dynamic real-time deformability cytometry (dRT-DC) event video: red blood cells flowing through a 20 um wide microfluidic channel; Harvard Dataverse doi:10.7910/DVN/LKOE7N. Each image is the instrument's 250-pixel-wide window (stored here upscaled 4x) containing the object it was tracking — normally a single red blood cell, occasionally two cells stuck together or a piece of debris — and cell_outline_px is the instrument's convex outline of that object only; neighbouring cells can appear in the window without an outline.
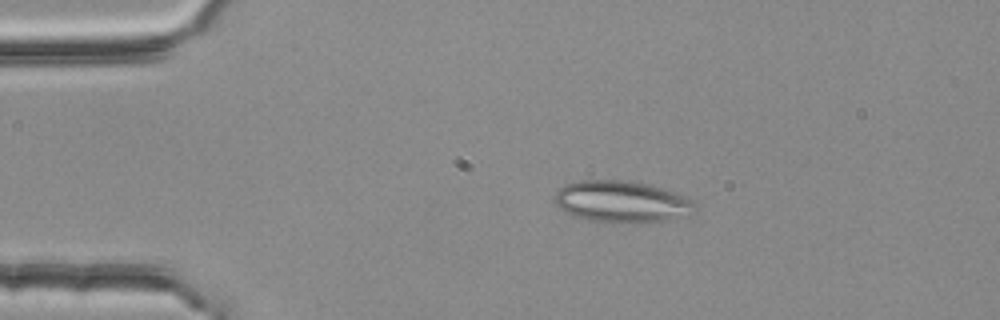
{"species": "common noctule bat (a hibernating species)", "species_latin": "Nyctalus noctula", "temperature_condition": "room temperature", "stored_images_in_passage": 3, "camera_frame_rate_fps": 3000, "um_per_image_px": 0.085, "animal": {"sex": "female", "body_mass_g": 25.1}, "frame": {"image": 1, "passage_image": 2, "time_ms": 0.333, "image_size_px": [1000, 320], "cell_outline_px": [[696, 212], [692, 216], [668, 220], [636, 224], [612, 224], [588, 220], [572, 216], [564, 212], [556, 204], [556, 192], [560, 188], [568, 184], [580, 180], [620, 180], [648, 184], [664, 188], [688, 196], [696, 204]], "centroid_in_image_um": [52.94, 17.18], "position_along_channel_um": 32.1, "area_um2": 35.03}}